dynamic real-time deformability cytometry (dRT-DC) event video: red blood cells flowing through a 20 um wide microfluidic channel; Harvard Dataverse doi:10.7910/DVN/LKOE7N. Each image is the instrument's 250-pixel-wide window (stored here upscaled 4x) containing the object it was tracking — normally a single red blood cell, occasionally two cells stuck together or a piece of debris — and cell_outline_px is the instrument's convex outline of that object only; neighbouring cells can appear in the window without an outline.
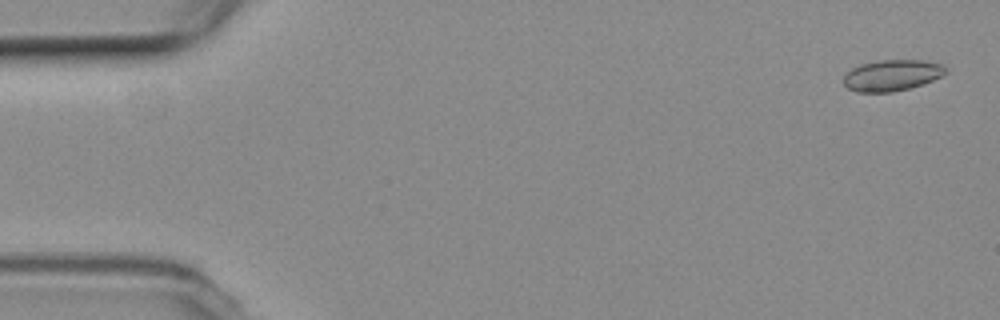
{"species": "common noctule bat (a hibernating species)", "species_latin": "Nyctalus noctula", "temperature_condition": "room temperature", "stored_images_in_passage": 55, "camera_frame_rate_fps": 3000, "um_per_image_px": 0.085, "animal": {"sex": "female", "body_mass_g": 19.3, "forearm_length_mm": 54.1}, "frame": {"image": 1, "passage_image": 1, "time_ms": 0.0, "image_size_px": [1000, 320], "cell_outline_px": [[948, 72], [932, 80], [908, 88], [892, 92], [856, 92], [848, 88], [844, 84], [844, 76], [852, 68], [860, 64], [880, 60], [924, 60], [940, 64], [948, 68]], "centroid_in_image_um": [75.81, 6.39], "position_along_channel_um": 9.2, "area_um2": 18.38}}
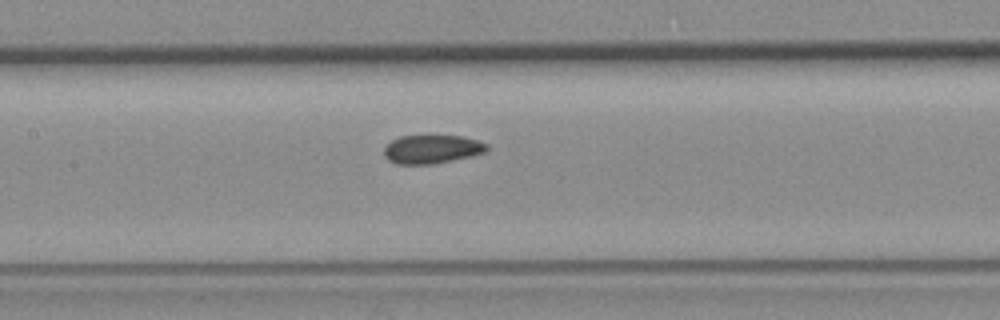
{"frame": {"image": 2, "passage_image": 25, "time_ms": 8.0, "image_size_px": [1000, 320], "cell_outline_px": [[488, 148], [484, 152], [472, 156], [432, 164], [396, 164], [388, 160], [384, 156], [384, 148], [392, 140], [400, 136], [428, 132], [464, 136], [488, 144]], "centroid_in_image_um": [36.69, 12.62], "position_along_channel_um": 170.7, "area_um2": 17.98}}
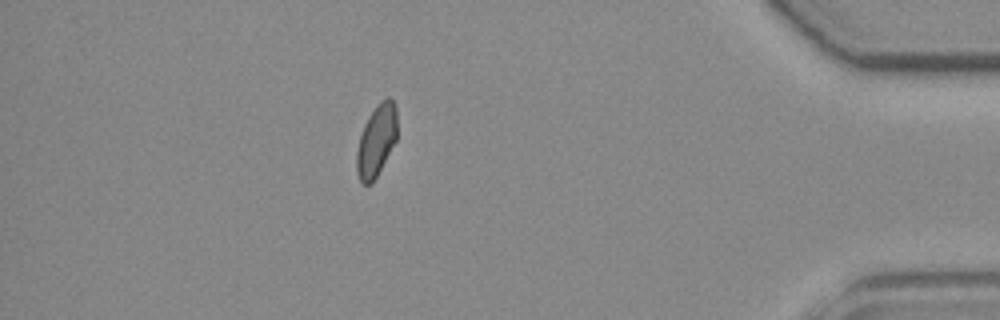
{"frame": {"image": 3, "passage_image": 48, "time_ms": 15.667, "image_size_px": [1000, 320], "cell_outline_px": [[396, 140], [372, 184], [364, 184], [360, 180], [356, 172], [356, 152], [360, 136], [364, 124], [368, 116], [376, 104], [380, 100], [388, 96], [392, 100], [396, 108]], "centroid_in_image_um": [31.97, 11.93], "position_along_channel_um": 403.2, "area_um2": 16.88}, "authors_computed_cell_mechanics": {"area_um2": 17.5712, "velocity_mm_per_s": 3.6848, "shape_relaxation_time_tau1_ms": null, "shape_relaxation_time_tau2_ms": 3.7169, "deformation_change_tau1": null, "deformation_change_tau2": 0.0662}}